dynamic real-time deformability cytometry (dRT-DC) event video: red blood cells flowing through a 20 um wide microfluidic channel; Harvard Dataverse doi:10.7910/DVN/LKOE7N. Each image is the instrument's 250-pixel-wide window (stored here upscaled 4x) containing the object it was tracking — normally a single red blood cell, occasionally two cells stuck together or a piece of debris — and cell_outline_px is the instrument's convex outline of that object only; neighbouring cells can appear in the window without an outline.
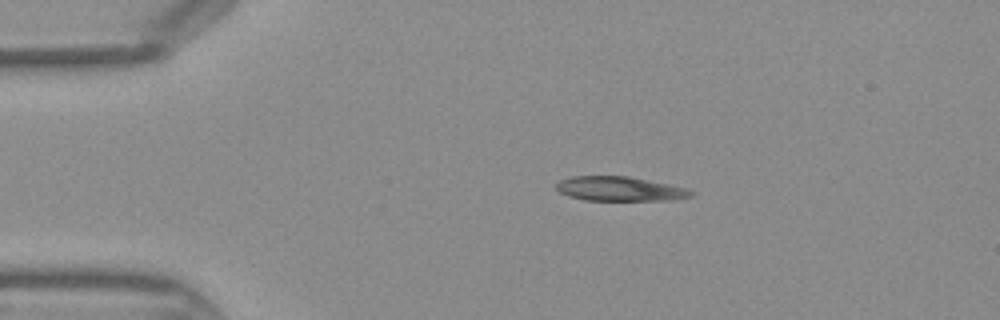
{"species": "Egyptian fruit bat (a non-hibernating species)", "species_latin": "Rousettus aegyptiacus", "temperature_condition": "warm", "stored_images_in_passage": 36, "camera_frame_rate_fps": 3000, "um_per_image_px": 0.085, "frame": {"image": 1, "passage_image": 1, "time_ms": 0.0, "image_size_px": [1000, 320], "cell_outline_px": [[696, 192], [692, 196], [668, 200], [584, 200], [568, 196], [560, 192], [556, 188], [556, 184], [560, 180], [572, 176], [628, 176], [668, 184], [684, 188]], "centroid_in_image_um": [52.65, 16.05], "position_along_channel_um": 32.4, "area_um2": 19.02}}
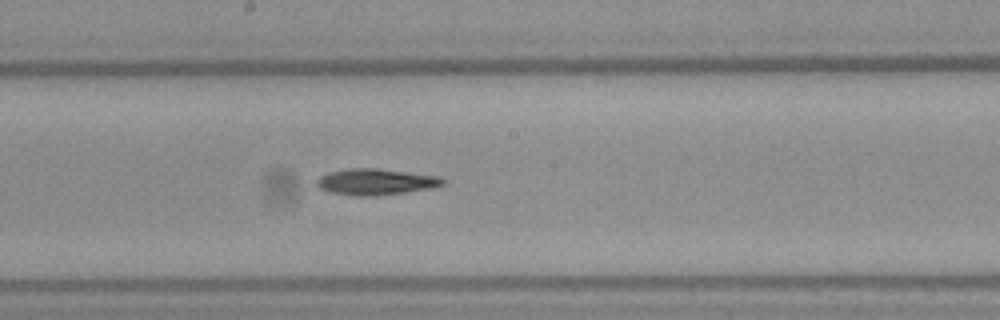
{"frame": {"image": 2, "passage_image": 16, "time_ms": 5.0, "image_size_px": [1000, 320], "cell_outline_px": [[448, 184], [436, 188], [404, 192], [360, 196], [332, 192], [320, 188], [316, 184], [316, 180], [320, 176], [328, 172], [348, 168], [376, 168], [440, 176], [448, 180]], "centroid_in_image_um": [32.03, 15.43], "position_along_channel_um": 216.2, "area_um2": 19.25}}
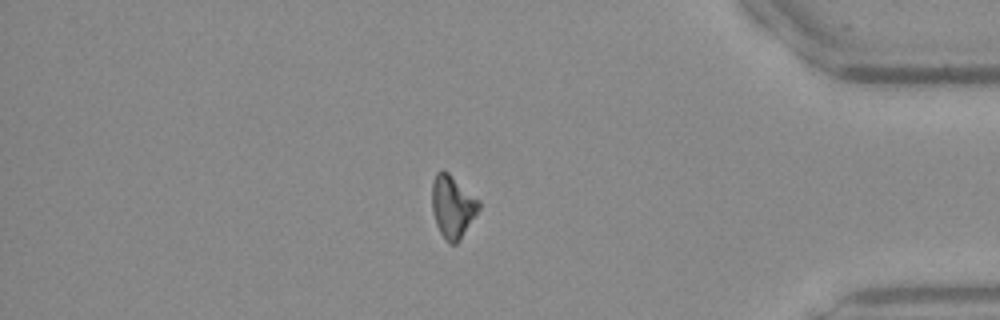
{"frame": {"image": 3, "passage_image": 30, "time_ms": 9.667, "image_size_px": [1000, 320], "cell_outline_px": [[480, 208], [476, 216], [460, 240], [456, 244], [448, 244], [444, 240], [436, 224], [432, 212], [432, 180], [436, 172], [444, 168], [480, 200]], "centroid_in_image_um": [38.47, 17.55], "position_along_channel_um": 396.7, "area_um2": 17.51}}